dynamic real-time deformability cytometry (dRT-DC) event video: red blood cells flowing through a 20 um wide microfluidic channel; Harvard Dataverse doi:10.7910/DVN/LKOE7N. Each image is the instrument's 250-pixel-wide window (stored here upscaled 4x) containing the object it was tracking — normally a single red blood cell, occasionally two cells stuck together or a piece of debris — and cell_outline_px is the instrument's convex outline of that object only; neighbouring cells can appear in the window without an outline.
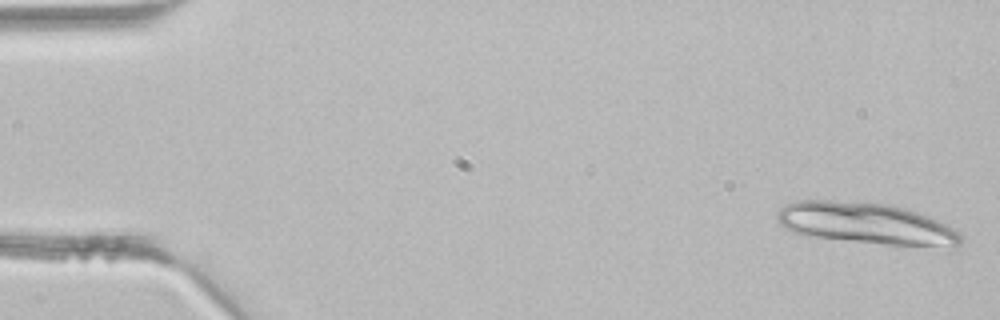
{"species": "common noctule bat (a hibernating species)", "species_latin": "Nyctalus noctula", "temperature_condition": "room temperature", "stored_images_in_passage": 16, "camera_frame_rate_fps": 3000, "um_per_image_px": 0.085, "animal": {"sex": "male", "body_mass_g": 21.5, "forearm_length_mm": 52.0}, "frame": {"image": 1, "passage_image": 1, "time_ms": 0.0, "image_size_px": [1000, 320], "cell_outline_px": [[964, 240], [956, 248], [888, 244], [808, 236], [792, 232], [784, 228], [780, 224], [776, 216], [776, 212], [784, 204], [796, 200], [828, 200], [892, 204], [928, 216], [960, 232], [964, 236]], "centroid_in_image_um": [73.63, 18.99], "position_along_channel_um": 11.4, "area_um2": 44.56}}